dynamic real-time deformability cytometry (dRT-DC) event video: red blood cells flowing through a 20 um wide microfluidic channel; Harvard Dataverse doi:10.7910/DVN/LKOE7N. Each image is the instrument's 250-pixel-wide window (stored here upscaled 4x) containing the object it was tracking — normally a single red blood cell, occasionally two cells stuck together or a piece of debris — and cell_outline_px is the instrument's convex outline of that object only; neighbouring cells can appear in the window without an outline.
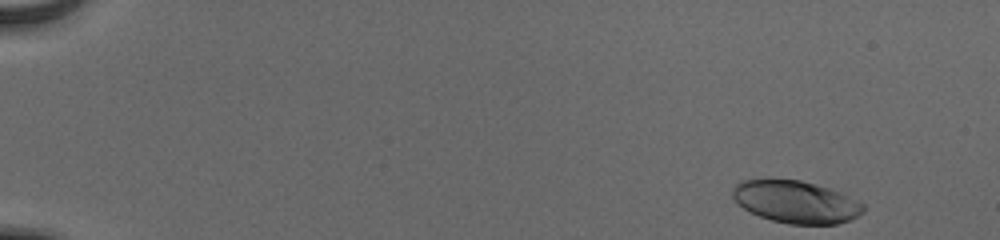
{"species": "human", "species_latin": "Homo sapiens", "temperature_condition": "cold", "stored_images_in_passage": 51, "camera_frame_rate_fps": 3000, "um_per_image_px": 0.085, "donor": {"sex": "male"}, "frame": {"image": 1, "passage_image": 1, "time_ms": 0.0, "image_size_px": [1000, 240], "cell_outline_px": [[864, 212], [852, 220], [836, 224], [788, 224], [772, 220], [760, 216], [744, 208], [732, 196], [732, 188], [740, 180], [768, 176], [800, 180], [816, 184], [844, 192], [860, 200], [864, 204]], "centroid_in_image_um": [67.67, 17.11], "position_along_channel_um": 17.3, "area_um2": 33.29}}
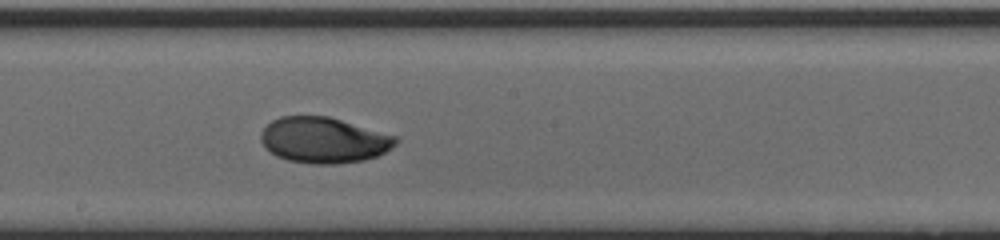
{"frame": {"image": 2, "passage_image": 29, "time_ms": 9.333, "image_size_px": [1000, 240], "cell_outline_px": [[400, 140], [392, 148], [376, 156], [364, 160], [336, 164], [312, 164], [288, 160], [276, 156], [264, 148], [260, 140], [260, 132], [272, 120], [280, 116], [328, 116], [396, 136]], "centroid_in_image_um": [27.49, 11.91], "position_along_channel_um": 220.7, "area_um2": 36.07}}
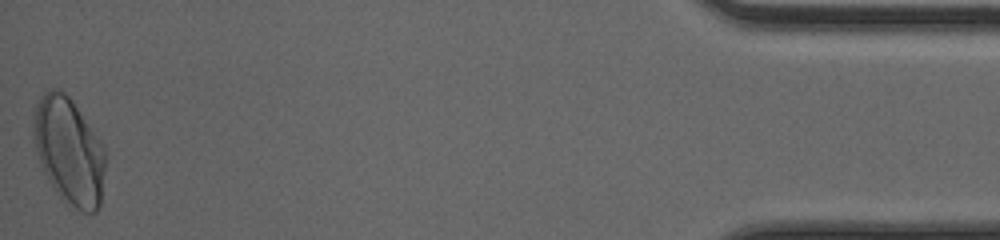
{"frame": {"image": 3, "passage_image": 51, "time_ms": 16.667, "image_size_px": [1000, 240], "cell_outline_px": [[104, 168], [100, 204], [96, 212], [80, 212], [68, 208], [64, 204], [48, 180], [44, 172], [36, 152], [32, 132], [32, 112], [40, 96], [44, 92], [52, 88], [60, 88], [72, 100], [100, 140], [104, 148]], "centroid_in_image_um": [5.82, 12.84], "position_along_channel_um": 429.4, "area_um2": 45.2}, "authors_computed_cell_mechanics": {"area_um2": 35.0846, "velocity_mm_per_s": 3.9032, "shape_relaxation_time_tau1_ms": 3.5829, "shape_relaxation_time_tau2_ms": 1.5697, "deformation_change_tau1": 0.1411, "deformation_change_tau2": 0.0441}}